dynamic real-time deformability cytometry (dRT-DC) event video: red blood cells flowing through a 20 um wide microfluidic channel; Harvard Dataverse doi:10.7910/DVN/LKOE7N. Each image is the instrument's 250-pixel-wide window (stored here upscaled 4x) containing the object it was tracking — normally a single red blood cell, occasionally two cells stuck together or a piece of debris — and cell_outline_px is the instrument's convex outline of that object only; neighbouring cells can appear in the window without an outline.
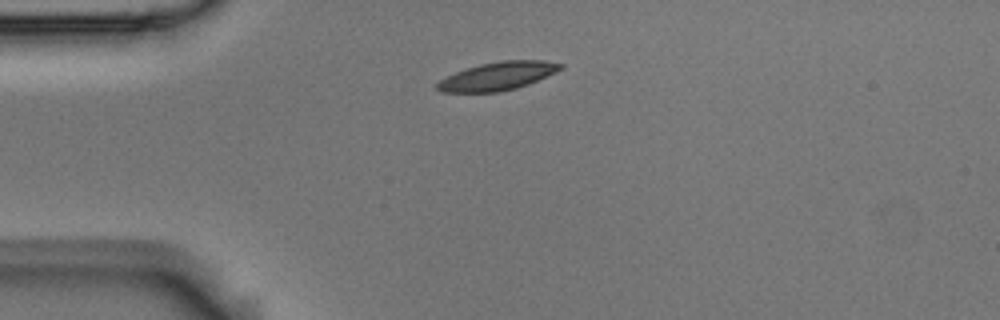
{"species": "Egyptian fruit bat (a non-hibernating species)", "species_latin": "Rousettus aegyptiacus", "temperature_condition": "room temperature", "stored_images_in_passage": 2, "camera_frame_rate_fps": 3000, "um_per_image_px": 0.085, "animal": {"sex": "male"}, "frame": {"image": 1, "passage_image": 1, "time_ms": 0.0, "image_size_px": [1000, 320], "cell_outline_px": [[564, 68], [556, 72], [528, 84], [516, 88], [500, 92], [440, 92], [436, 88], [436, 84], [440, 80], [456, 72], [480, 64], [500, 60], [544, 60], [564, 64]], "centroid_in_image_um": [42.33, 6.46], "position_along_channel_um": 42.7, "area_um2": 20.23}}